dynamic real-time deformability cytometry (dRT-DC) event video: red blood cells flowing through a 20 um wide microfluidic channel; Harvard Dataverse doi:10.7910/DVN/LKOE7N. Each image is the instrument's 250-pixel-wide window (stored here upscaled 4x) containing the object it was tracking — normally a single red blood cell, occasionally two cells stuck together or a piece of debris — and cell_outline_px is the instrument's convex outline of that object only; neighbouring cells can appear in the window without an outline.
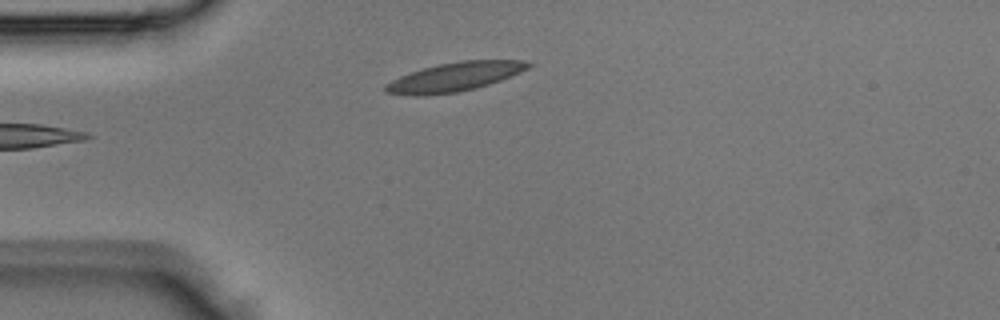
{"species": "Egyptian fruit bat (a non-hibernating species)", "species_latin": "Rousettus aegyptiacus", "temperature_condition": "room temperature", "stored_images_in_passage": 1, "camera_frame_rate_fps": 3000, "um_per_image_px": 0.085, "animal": {"sex": "male"}, "frame": {"image": 1, "passage_image": 1, "time_ms": 0.0, "image_size_px": [1000, 320], "cell_outline_px": [[532, 64], [528, 68], [520, 72], [500, 80], [476, 88], [456, 92], [416, 96], [412, 96], [384, 92], [384, 84], [400, 76], [424, 68], [440, 64], [460, 60], [520, 60]], "centroid_in_image_um": [38.61, 6.54], "position_along_channel_um": 46.4, "area_um2": 23.76}}